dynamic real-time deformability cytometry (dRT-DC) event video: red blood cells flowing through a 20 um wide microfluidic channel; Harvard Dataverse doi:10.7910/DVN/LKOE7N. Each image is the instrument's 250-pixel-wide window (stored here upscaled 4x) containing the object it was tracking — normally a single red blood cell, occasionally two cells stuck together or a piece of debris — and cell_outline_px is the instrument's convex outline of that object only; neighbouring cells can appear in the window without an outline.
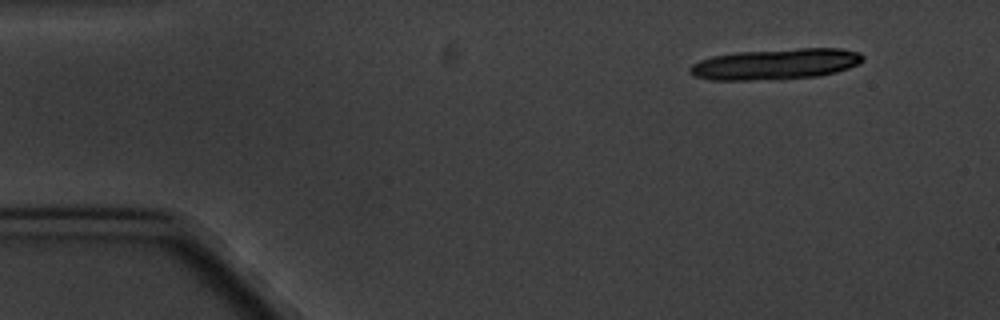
{"species": "common noctule bat (a hibernating species)", "species_latin": "Nyctalus noctula", "temperature_condition": "cold", "stored_images_in_passage": 7, "camera_frame_rate_fps": 3000, "um_per_image_px": 0.085, "animal": {"sex": "male", "body_mass_g": 20.1, "forearm_length_mm": 53.5}, "frame": {"image": 1, "passage_image": 1, "time_ms": 0.0, "image_size_px": [1000, 320], "cell_outline_px": [[864, 60], [860, 64], [836, 72], [820, 76], [752, 80], [712, 80], [692, 76], [688, 72], [688, 68], [692, 64], [700, 60], [712, 56], [736, 52], [800, 48], [840, 48], [860, 52], [864, 56]], "centroid_in_image_um": [65.93, 5.44], "position_along_channel_um": 19.1, "area_um2": 31.33}}